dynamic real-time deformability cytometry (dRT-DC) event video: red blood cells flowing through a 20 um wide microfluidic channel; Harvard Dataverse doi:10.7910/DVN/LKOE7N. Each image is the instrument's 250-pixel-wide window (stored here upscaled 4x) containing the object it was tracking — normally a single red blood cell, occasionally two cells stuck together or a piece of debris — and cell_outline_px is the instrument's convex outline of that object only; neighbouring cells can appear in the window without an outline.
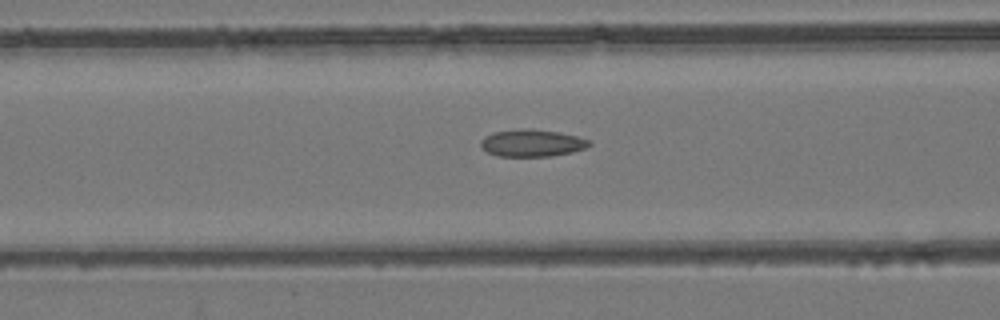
{"species": "common noctule bat (a hibernating species)", "species_latin": "Nyctalus noctula", "temperature_condition": "room temperature", "stored_images_in_passage": 55, "camera_frame_rate_fps": 3000, "um_per_image_px": 0.085, "animal": {"sex": "female", "body_mass_g": 24.6, "forearm_length_mm": 56.2}, "frame": {"image": 1, "passage_image": 23, "time_ms": 7.333, "image_size_px": [1000, 320], "cell_outline_px": [[592, 144], [584, 148], [572, 152], [552, 156], [500, 156], [488, 152], [480, 144], [480, 140], [484, 136], [492, 132], [524, 128], [528, 128], [560, 132], [592, 140]], "centroid_in_image_um": [45.23, 12.14], "position_along_channel_um": 121.4, "area_um2": 17.22}}
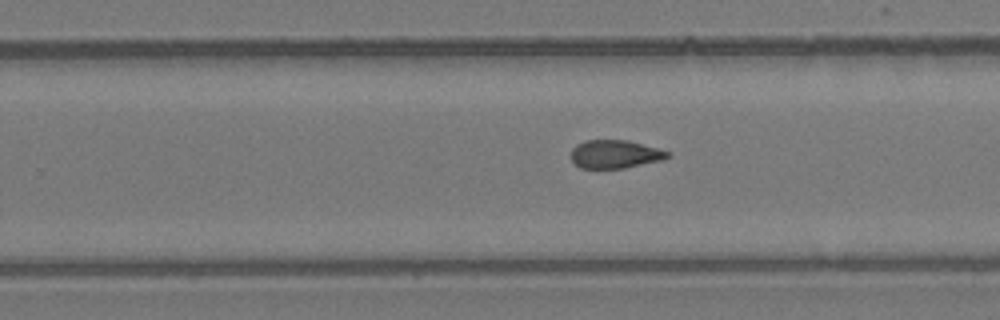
{"frame": {"image": 2, "passage_image": 35, "time_ms": 11.333, "image_size_px": [1000, 320], "cell_outline_px": [[672, 152], [668, 156], [660, 160], [624, 168], [580, 168], [572, 160], [572, 148], [576, 144], [584, 140], [628, 140]], "centroid_in_image_um": [52.26, 13.09], "position_along_channel_um": 277.5, "area_um2": 15.78}}
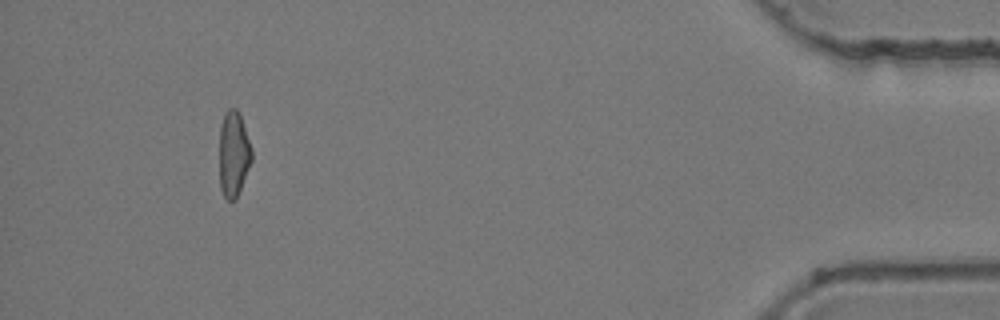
{"frame": {"image": 3, "passage_image": 51, "time_ms": 16.667, "image_size_px": [1000, 320], "cell_outline_px": [[252, 160], [240, 188], [236, 196], [232, 200], [228, 200], [224, 196], [220, 188], [220, 128], [224, 112], [228, 108], [236, 108], [240, 116], [252, 148]], "centroid_in_image_um": [19.85, 13.05], "position_along_channel_um": 415.4, "area_um2": 15.84}, "authors_computed_cell_mechanics": {"area_um2": 16.8776, "velocity_mm_per_s": 3.9121, "shape_relaxation_time_tau1_ms": null, "shape_relaxation_time_tau2_ms": 2.699, "deformation_change_tau1": null, "deformation_change_tau2": 0.0948}}